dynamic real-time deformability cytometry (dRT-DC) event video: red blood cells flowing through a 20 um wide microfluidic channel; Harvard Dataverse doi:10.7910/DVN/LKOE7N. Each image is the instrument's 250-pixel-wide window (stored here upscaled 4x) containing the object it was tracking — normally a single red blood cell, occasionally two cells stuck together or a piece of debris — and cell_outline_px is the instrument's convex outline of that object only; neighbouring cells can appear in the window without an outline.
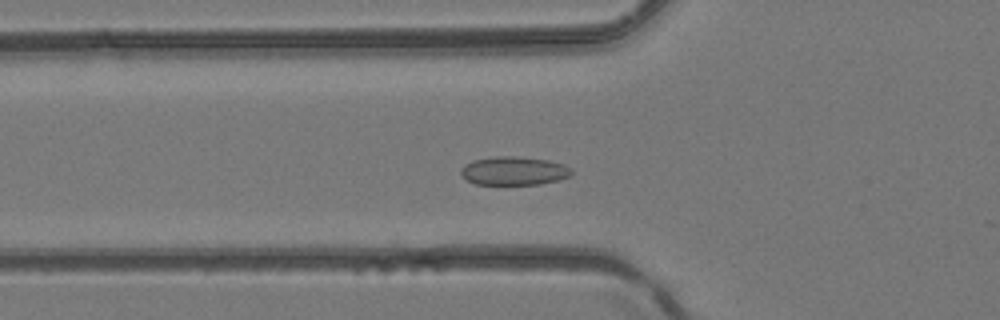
{"species": "common noctule bat (a hibernating species)", "species_latin": "Nyctalus noctula", "temperature_condition": "room temperature", "stored_images_in_passage": 36, "camera_frame_rate_fps": 3000, "um_per_image_px": 0.085, "animal": {"sex": "female", "body_mass_g": 24.6, "forearm_length_mm": 56.2}, "frame": {"image": 1, "passage_image": 12, "time_ms": 3.667, "image_size_px": [1000, 320], "cell_outline_px": [[572, 172], [568, 176], [560, 180], [540, 184], [476, 184], [468, 180], [460, 172], [460, 168], [464, 164], [472, 160], [496, 156], [516, 156], [548, 160], [564, 164]], "centroid_in_image_um": [43.66, 14.51], "position_along_channel_um": 82.1, "area_um2": 18.32}}
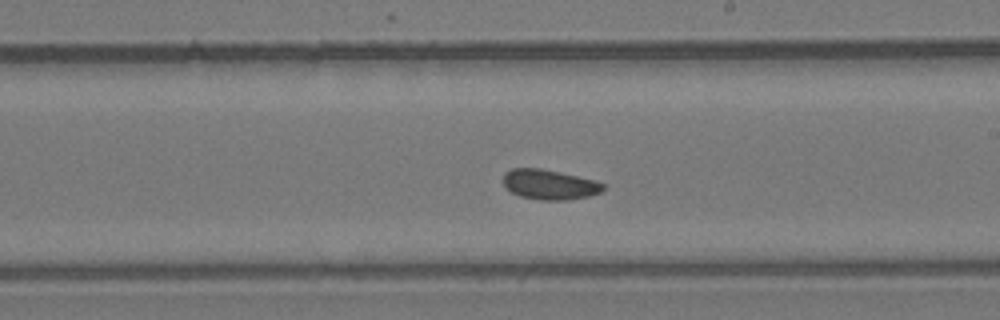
{"frame": {"image": 2, "passage_image": 22, "time_ms": 7.0, "image_size_px": [1000, 320], "cell_outline_px": [[604, 188], [600, 192], [588, 196], [568, 200], [540, 200], [520, 196], [512, 192], [504, 184], [504, 172], [512, 168], [540, 168], [560, 172], [596, 180], [604, 184]], "centroid_in_image_um": [46.71, 15.68], "position_along_channel_um": 242.3, "area_um2": 17.4}}
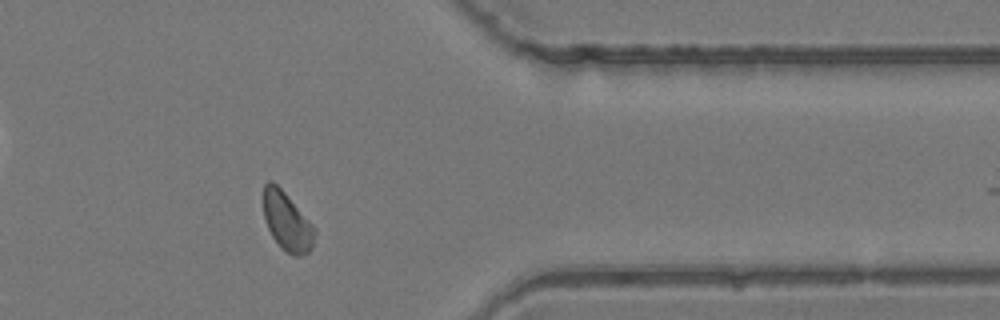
{"frame": {"image": 3, "passage_image": 32, "time_ms": 10.333, "image_size_px": [1000, 320], "cell_outline_px": [[316, 232], [312, 248], [308, 252], [296, 256], [292, 256], [280, 248], [272, 236], [268, 228], [264, 216], [264, 184], [268, 180], [272, 180], [284, 192], [316, 228]], "centroid_in_image_um": [24.4, 18.85], "position_along_channel_um": 387.0, "area_um2": 17.4}}